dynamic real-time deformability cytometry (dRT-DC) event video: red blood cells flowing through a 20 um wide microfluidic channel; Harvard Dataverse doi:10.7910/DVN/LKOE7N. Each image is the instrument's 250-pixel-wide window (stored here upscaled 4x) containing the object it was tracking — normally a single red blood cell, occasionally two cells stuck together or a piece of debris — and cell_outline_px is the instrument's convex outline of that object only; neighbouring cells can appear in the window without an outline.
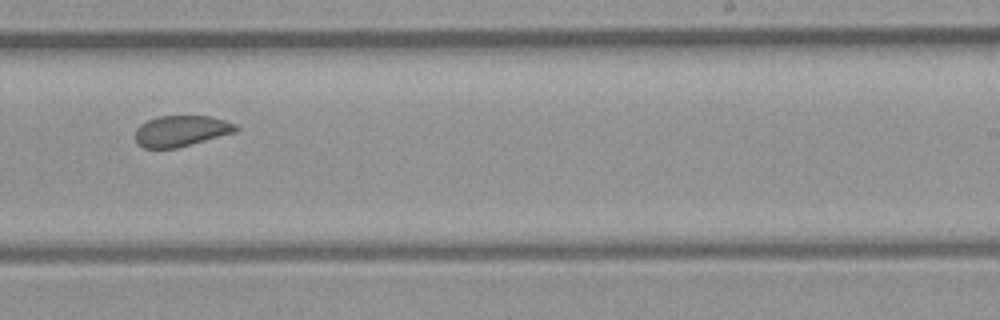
{"species": "common noctule bat (a hibernating species)", "species_latin": "Nyctalus noctula", "temperature_condition": "room temperature", "stored_images_in_passage": 11, "camera_frame_rate_fps": 3000, "um_per_image_px": 0.085, "animal": {"sex": "female", "body_mass_g": 21.9}, "frame": {"image": 1, "passage_image": 10, "time_ms": 11.333, "image_size_px": [1000, 320], "cell_outline_px": [[240, 128], [236, 132], [192, 144], [176, 148], [144, 148], [136, 140], [136, 128], [140, 124], [156, 116], [212, 116], [236, 124]], "centroid_in_image_um": [15.42, 11.12], "position_along_channel_um": 273.6, "area_um2": 18.15}}
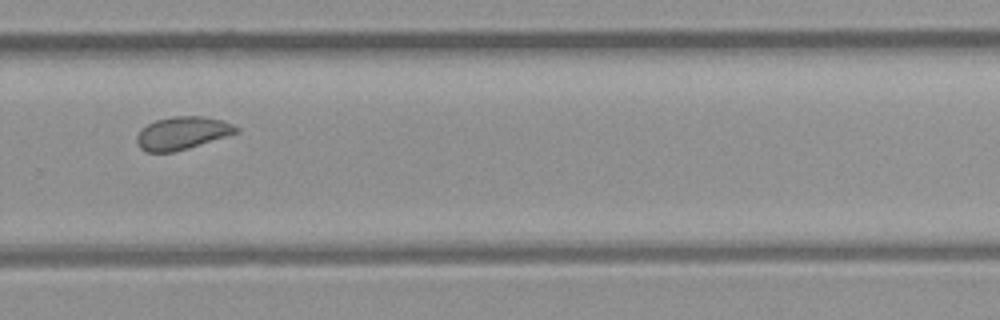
{"frame": {"image": 2, "passage_image": 11, "time_ms": 12.333, "image_size_px": [1000, 320], "cell_outline_px": [[240, 132], [188, 148], [172, 152], [148, 152], [140, 148], [136, 144], [136, 136], [148, 124], [156, 120], [172, 116], [204, 116], [220, 120], [232, 124], [240, 128]], "centroid_in_image_um": [15.5, 11.31], "position_along_channel_um": 314.3, "area_um2": 18.9}}